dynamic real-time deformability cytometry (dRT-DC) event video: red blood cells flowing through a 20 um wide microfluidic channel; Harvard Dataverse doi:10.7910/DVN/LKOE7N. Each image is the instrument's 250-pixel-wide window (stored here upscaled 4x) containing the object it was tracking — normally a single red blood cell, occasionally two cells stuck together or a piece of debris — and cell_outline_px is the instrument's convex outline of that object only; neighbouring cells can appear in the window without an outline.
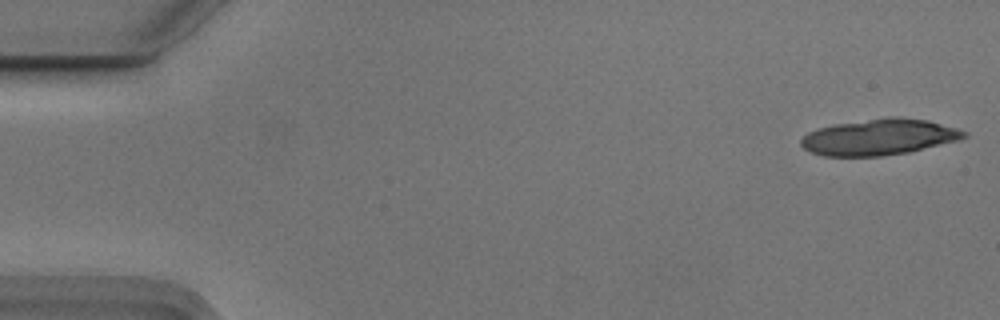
{"species": "Egyptian fruit bat (a non-hibernating species)", "species_latin": "Rousettus aegyptiacus", "temperature_condition": "cold", "stored_images_in_passage": 18, "camera_frame_rate_fps": 3000, "um_per_image_px": 0.085, "animal": {"sex": "male"}, "frame": {"image": 1, "passage_image": 1, "time_ms": 0.0, "image_size_px": [1000, 320], "cell_outline_px": [[968, 136], [960, 140], [908, 152], [880, 156], [824, 156], [812, 152], [804, 148], [800, 144], [800, 140], [808, 132], [816, 128], [832, 124], [888, 116], [900, 116], [928, 120], [956, 128], [968, 132]], "centroid_in_image_um": [74.73, 11.63], "position_along_channel_um": 10.3, "area_um2": 34.56}}